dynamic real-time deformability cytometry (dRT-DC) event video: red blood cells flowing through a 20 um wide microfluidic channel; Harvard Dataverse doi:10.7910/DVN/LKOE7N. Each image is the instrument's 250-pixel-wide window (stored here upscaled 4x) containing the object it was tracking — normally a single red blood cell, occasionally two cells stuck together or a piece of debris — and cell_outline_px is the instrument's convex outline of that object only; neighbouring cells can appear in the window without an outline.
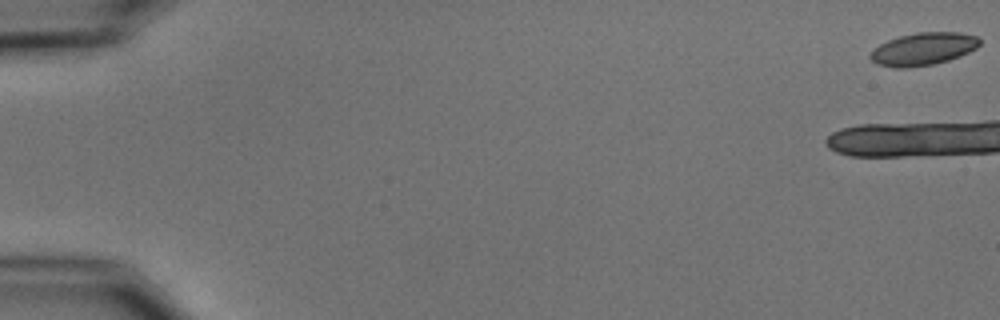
{"species": "common noctule bat (a hibernating species)", "species_latin": "Nyctalus noctula", "temperature_condition": "cold", "stored_images_in_passage": 4, "camera_frame_rate_fps": 3000, "um_per_image_px": 0.085, "animal": {"sex": "male", "body_mass_g": 15.6}, "frame": {"image": 1, "passage_image": 1, "time_ms": 0.0, "image_size_px": [1000, 320], "cell_outline_px": [[980, 44], [976, 48], [960, 56], [948, 60], [932, 64], [904, 68], [892, 68], [876, 64], [868, 56], [880, 44], [888, 40], [900, 36], [916, 32], [960, 32], [976, 36], [980, 40]], "centroid_in_image_um": [78.47, 4.16], "position_along_channel_um": 6.5, "area_um2": 20.69}}